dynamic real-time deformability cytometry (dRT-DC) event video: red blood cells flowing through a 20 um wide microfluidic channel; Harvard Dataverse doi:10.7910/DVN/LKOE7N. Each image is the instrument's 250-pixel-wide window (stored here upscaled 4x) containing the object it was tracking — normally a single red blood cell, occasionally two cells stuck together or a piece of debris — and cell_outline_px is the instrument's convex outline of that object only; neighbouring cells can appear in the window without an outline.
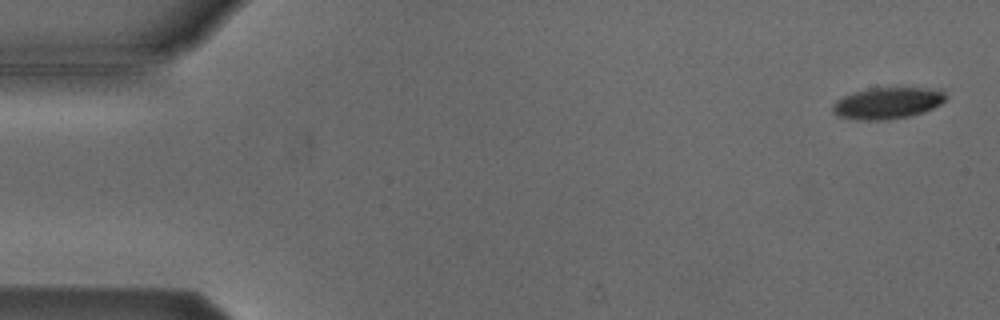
{"species": "Egyptian fruit bat (a non-hibernating species)", "species_latin": "Rousettus aegyptiacus", "temperature_condition": "cold", "stored_images_in_passage": 48, "camera_frame_rate_fps": 3000, "um_per_image_px": 0.085, "animal": {"sex": "male"}, "frame": {"image": 1, "passage_image": 2, "time_ms": 0.333, "image_size_px": [1000, 320], "cell_outline_px": [[948, 96], [940, 104], [924, 112], [912, 116], [884, 120], [856, 120], [840, 116], [832, 112], [832, 104], [836, 100], [844, 96], [856, 92], [872, 88], [940, 88]], "centroid_in_image_um": [75.46, 8.77], "position_along_channel_um": 9.5, "area_um2": 20.81}}
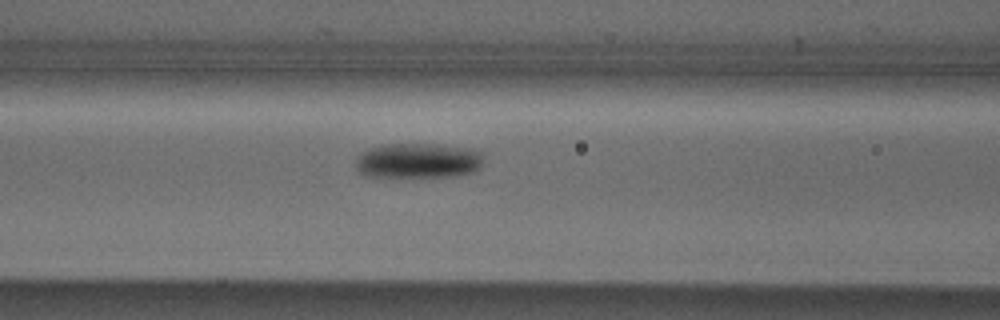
{"frame": {"image": 2, "passage_image": 22, "time_ms": 7.0, "image_size_px": [1000, 320], "cell_outline_px": [[484, 160], [480, 168], [472, 172], [448, 176], [368, 176], [360, 172], [356, 168], [356, 156], [368, 148], [384, 144], [436, 144], [472, 148], [484, 152]], "centroid_in_image_um": [35.58, 13.63], "position_along_channel_um": 131.0, "area_um2": 26.3}}
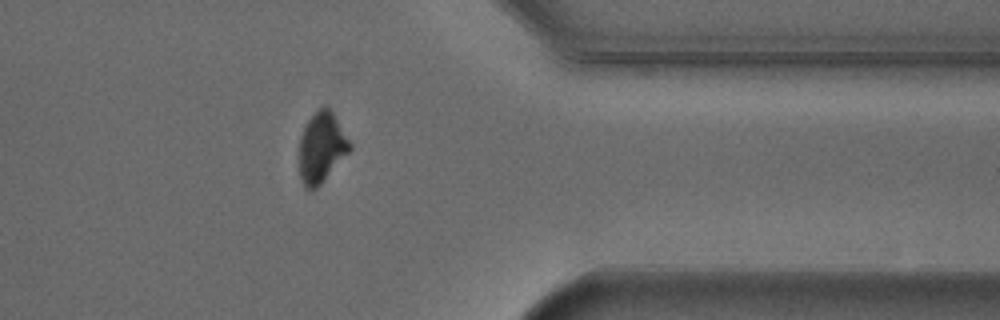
{"frame": {"image": 3, "passage_image": 43, "time_ms": 14.0, "image_size_px": [1000, 320], "cell_outline_px": [[352, 148], [320, 184], [312, 192], [304, 188], [300, 176], [300, 136], [308, 120], [324, 104], [332, 112], [352, 144]], "centroid_in_image_um": [27.33, 12.56], "position_along_channel_um": 384.1, "area_um2": 20.4}, "authors_computed_cell_mechanics": {"area_um2": 22.9177, "velocity_mm_per_s": 3.8272, "shape_relaxation_time_tau1_ms": 2.8815, "shape_relaxation_time_tau2_ms": null, "deformation_change_tau1": 0.0889, "deformation_change_tau2": null}}